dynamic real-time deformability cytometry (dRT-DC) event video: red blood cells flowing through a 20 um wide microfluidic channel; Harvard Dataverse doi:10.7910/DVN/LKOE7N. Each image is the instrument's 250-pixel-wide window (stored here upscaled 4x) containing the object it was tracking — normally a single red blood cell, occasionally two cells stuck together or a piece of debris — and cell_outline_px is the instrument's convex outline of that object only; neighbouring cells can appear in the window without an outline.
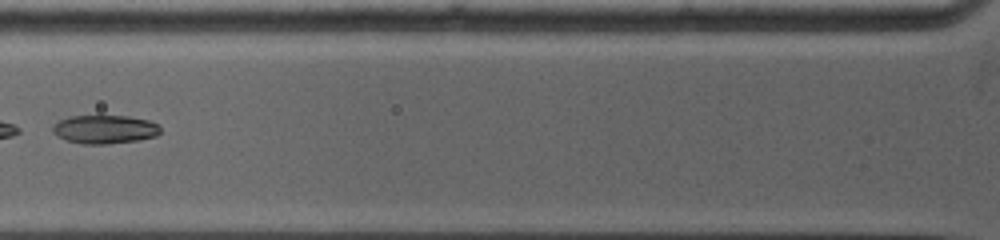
{"species": "common noctule bat (a hibernating species)", "species_latin": "Nyctalus noctula", "temperature_condition": "warm", "stored_images_in_passage": 8, "camera_frame_rate_fps": 5000, "um_per_image_px": 0.085, "animal": {"sex": "female", "body_mass_g": 19.0, "forearm_length_mm": 53.3}, "frame": {"image": 1, "passage_image": 5, "time_ms": 3.6, "image_size_px": [1000, 240], "cell_outline_px": [[160, 132], [156, 136], [140, 140], [108, 144], [80, 144], [68, 140], [52, 132], [52, 124], [68, 116], [128, 116], [148, 120], [160, 124]], "centroid_in_image_um": [8.92, 10.99], "position_along_channel_um": 116.9, "area_um2": 18.03}}
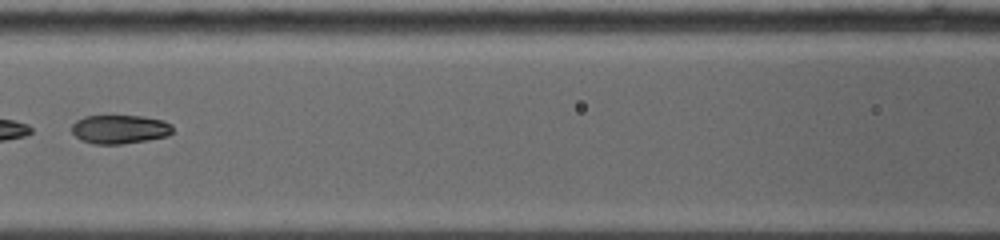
{"frame": {"image": 2, "passage_image": 6, "time_ms": 4.6, "image_size_px": [1000, 240], "cell_outline_px": [[172, 132], [168, 136], [148, 140], [120, 144], [92, 144], [76, 136], [72, 132], [72, 124], [76, 120], [84, 116], [144, 116], [164, 120], [172, 124]], "centroid_in_image_um": [10.2, 10.98], "position_along_channel_um": 156.4, "area_um2": 16.99}}
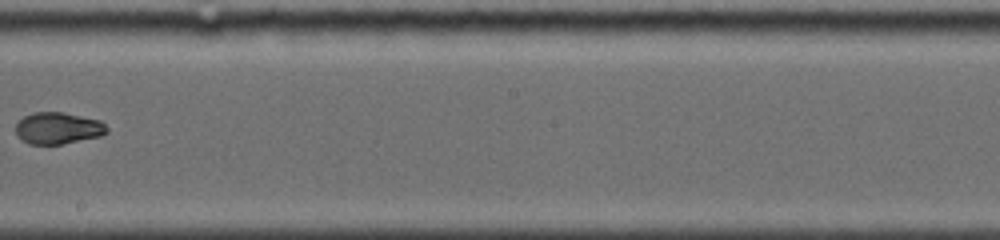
{"frame": {"image": 3, "passage_image": 8, "time_ms": 6.8, "image_size_px": [1000, 240], "cell_outline_px": [[108, 132], [100, 136], [60, 144], [28, 144], [16, 132], [16, 124], [24, 116], [32, 112], [64, 112], [100, 120], [108, 128]], "centroid_in_image_um": [4.95, 10.88], "position_along_channel_um": 243.3, "area_um2": 16.7}}